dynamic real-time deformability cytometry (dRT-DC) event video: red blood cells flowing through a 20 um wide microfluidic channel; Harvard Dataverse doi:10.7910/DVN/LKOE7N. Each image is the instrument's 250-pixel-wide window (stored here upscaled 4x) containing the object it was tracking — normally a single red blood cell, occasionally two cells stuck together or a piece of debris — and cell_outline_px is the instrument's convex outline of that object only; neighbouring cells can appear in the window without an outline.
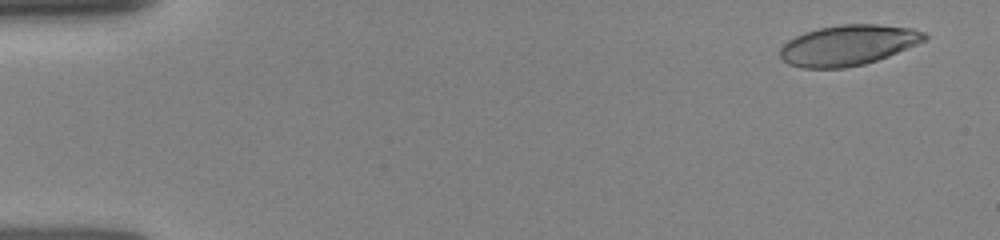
{"species": "human", "species_latin": "Homo sapiens", "temperature_condition": "room temperature", "stored_images_in_passage": 96, "camera_frame_rate_fps": 3000, "um_per_image_px": 0.085, "donor": {"sex": "female"}, "frame": {"image": 1, "passage_image": 4, "time_ms": 0.667, "image_size_px": [1000, 240], "cell_outline_px": [[928, 40], [888, 56], [864, 64], [844, 68], [800, 68], [788, 64], [780, 60], [780, 48], [788, 40], [804, 32], [820, 28], [840, 24], [880, 24], [912, 28], [924, 32], [928, 36]], "centroid_in_image_um": [72.09, 3.84], "position_along_channel_um": 12.9, "area_um2": 34.28}}
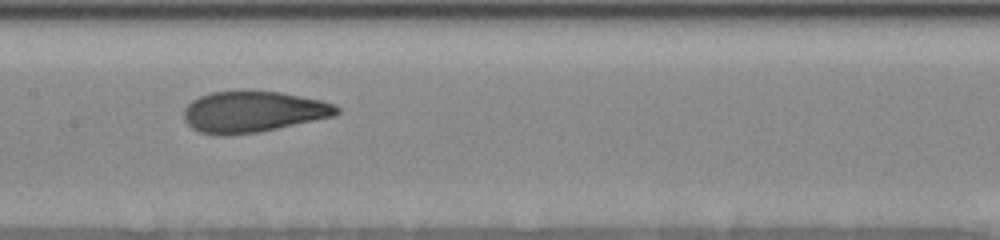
{"frame": {"image": 2, "passage_image": 50, "time_ms": 8.0, "image_size_px": [1000, 240], "cell_outline_px": [[340, 112], [336, 116], [256, 132], [224, 136], [216, 136], [200, 132], [192, 128], [184, 120], [184, 108], [192, 100], [200, 96], [212, 92], [280, 92], [320, 100], [336, 104], [340, 108]], "centroid_in_image_um": [21.51, 9.52], "position_along_channel_um": 185.9, "area_um2": 36.36}}
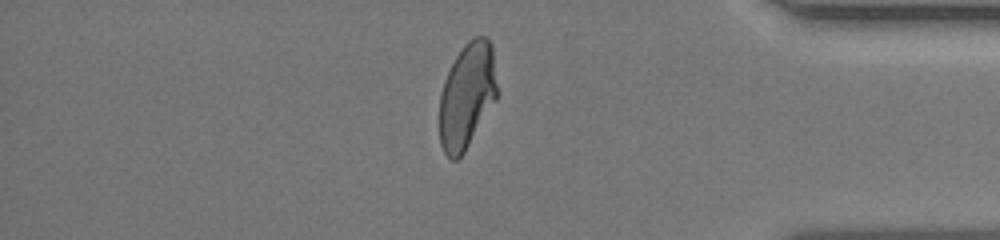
{"frame": {"image": 3, "passage_image": 86, "time_ms": 13.667, "image_size_px": [1000, 240], "cell_outline_px": [[496, 100], [464, 152], [456, 160], [452, 160], [444, 152], [440, 144], [440, 96], [444, 80], [456, 56], [464, 44], [472, 36], [484, 36], [492, 44], [496, 84]], "centroid_in_image_um": [39.69, 8.12], "position_along_channel_um": 395.5, "area_um2": 35.14}}